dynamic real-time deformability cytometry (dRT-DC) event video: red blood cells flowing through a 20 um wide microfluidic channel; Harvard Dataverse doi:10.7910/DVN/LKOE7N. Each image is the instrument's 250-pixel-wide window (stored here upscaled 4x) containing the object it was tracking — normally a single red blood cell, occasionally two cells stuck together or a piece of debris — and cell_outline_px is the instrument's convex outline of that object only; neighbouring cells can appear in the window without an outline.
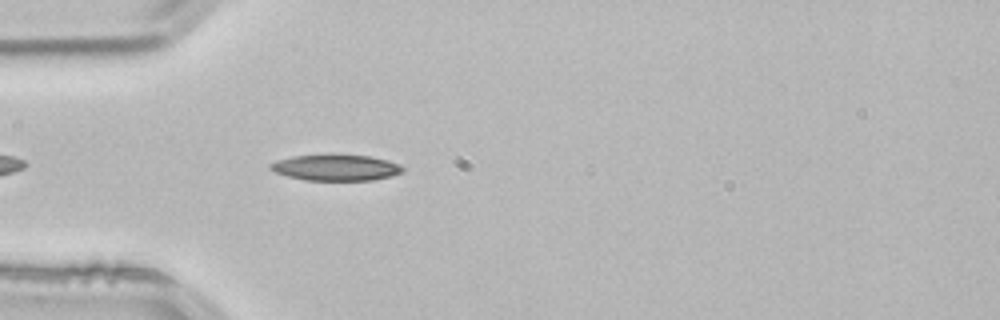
{"species": "common noctule bat (a hibernating species)", "species_latin": "Nyctalus noctula", "temperature_condition": "room temperature", "stored_images_in_passage": 25, "camera_frame_rate_fps": 3000, "um_per_image_px": 0.085, "animal": {"sex": "male", "body_mass_g": 21.5, "forearm_length_mm": 52.0}, "frame": {"image": 1, "passage_image": 4, "time_ms": 1.0, "image_size_px": [1000, 320], "cell_outline_px": [[404, 172], [392, 176], [372, 180], [304, 180], [288, 176], [276, 172], [268, 168], [268, 164], [276, 160], [292, 156], [328, 152], [336, 152], [368, 156], [388, 160], [400, 164], [404, 168]], "centroid_in_image_um": [28.54, 14.2], "position_along_channel_um": 56.5, "area_um2": 20.98}}
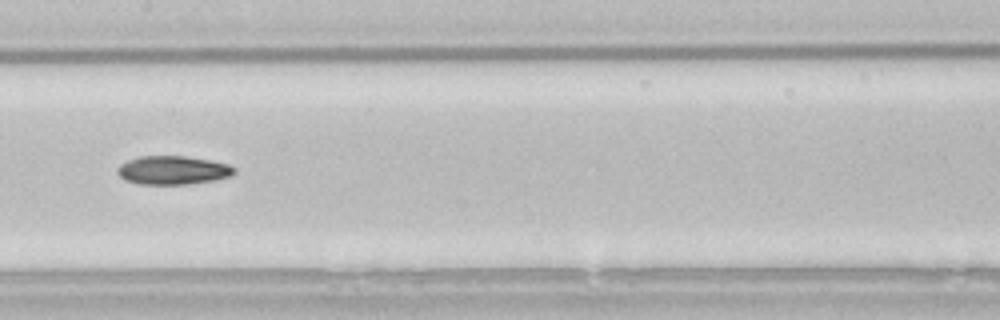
{"frame": {"image": 2, "passage_image": 15, "time_ms": 4.667, "image_size_px": [1000, 320], "cell_outline_px": [[236, 172], [232, 176], [216, 180], [188, 184], [140, 184], [128, 180], [120, 176], [116, 172], [116, 168], [120, 164], [128, 160], [140, 156], [184, 156], [208, 160], [228, 164], [236, 168]], "centroid_in_image_um": [14.72, 14.47], "position_along_channel_um": 192.7, "area_um2": 19.48}}
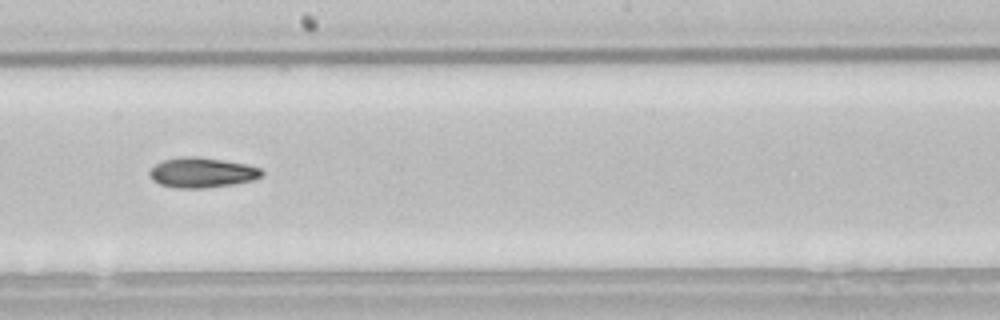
{"frame": {"image": 3, "passage_image": 18, "time_ms": 5.667, "image_size_px": [1000, 320], "cell_outline_px": [[264, 176], [252, 180], [232, 184], [208, 188], [176, 188], [160, 184], [152, 180], [148, 172], [156, 164], [164, 160], [180, 156], [196, 156], [248, 164], [260, 168], [264, 172]], "centroid_in_image_um": [17.18, 14.67], "position_along_channel_um": 231.0, "area_um2": 19.77}}